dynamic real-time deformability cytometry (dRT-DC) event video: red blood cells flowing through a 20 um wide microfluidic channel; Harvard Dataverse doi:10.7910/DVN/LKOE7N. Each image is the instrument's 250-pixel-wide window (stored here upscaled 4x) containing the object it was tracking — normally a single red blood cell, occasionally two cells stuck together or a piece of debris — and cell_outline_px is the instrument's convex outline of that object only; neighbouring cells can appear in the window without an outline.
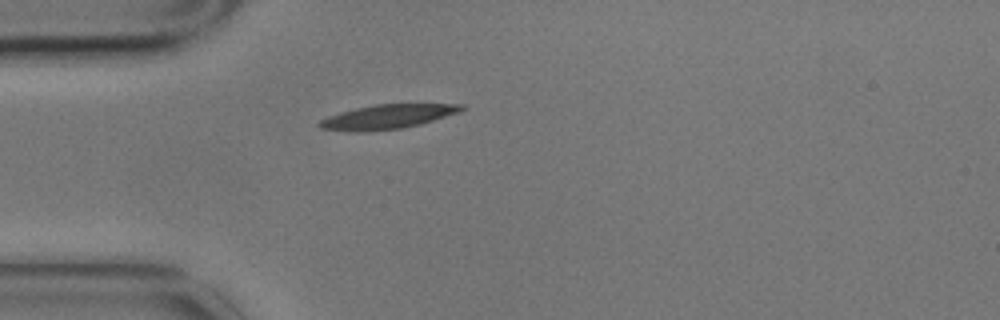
{"species": "common noctule bat (a hibernating species)", "species_latin": "Nyctalus noctula", "temperature_condition": "cold", "stored_images_in_passage": 1, "camera_frame_rate_fps": 3000, "um_per_image_px": 0.085, "animal": {"sex": "male", "body_mass_g": 17.9}, "frame": {"image": 1, "passage_image": 1, "time_ms": 0.0, "image_size_px": [1000, 320], "cell_outline_px": [[464, 108], [460, 112], [420, 124], [400, 128], [368, 132], [348, 132], [320, 128], [316, 124], [320, 120], [328, 116], [340, 112], [356, 108], [376, 104], [464, 104]], "centroid_in_image_um": [32.88, 9.93], "position_along_channel_um": 52.1, "area_um2": 20.17}}